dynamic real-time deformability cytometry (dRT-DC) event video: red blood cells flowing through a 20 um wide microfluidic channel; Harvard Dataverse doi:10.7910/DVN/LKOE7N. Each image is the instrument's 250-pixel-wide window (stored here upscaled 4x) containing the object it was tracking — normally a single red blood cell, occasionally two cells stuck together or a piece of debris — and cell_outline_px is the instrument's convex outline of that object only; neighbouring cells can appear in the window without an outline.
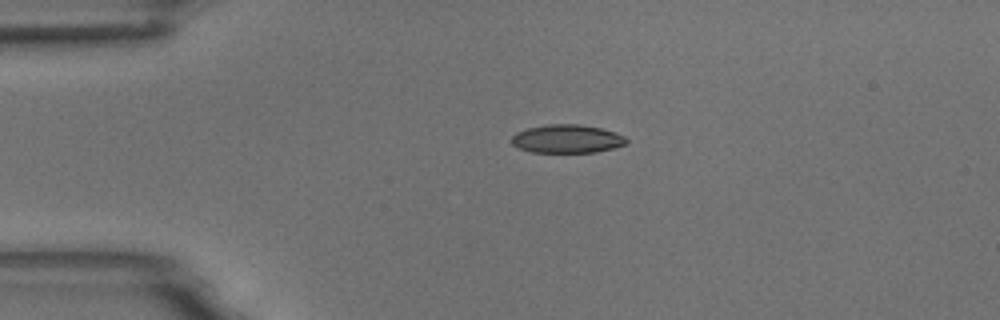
{"species": "common noctule bat (a hibernating species)", "species_latin": "Nyctalus noctula", "temperature_condition": "room temperature", "stored_images_in_passage": 2, "camera_frame_rate_fps": 3000, "um_per_image_px": 0.085, "animal": {"sex": "male", "body_mass_g": 18.8}, "frame": {"image": 1, "passage_image": 1, "time_ms": 0.0, "image_size_px": [1000, 320], "cell_outline_px": [[628, 144], [596, 152], [532, 152], [520, 148], [512, 144], [512, 136], [516, 132], [528, 128], [548, 124], [580, 124], [600, 128], [616, 132], [624, 136], [628, 140]], "centroid_in_image_um": [48.22, 11.8], "position_along_channel_um": 36.8, "area_um2": 18.96}}